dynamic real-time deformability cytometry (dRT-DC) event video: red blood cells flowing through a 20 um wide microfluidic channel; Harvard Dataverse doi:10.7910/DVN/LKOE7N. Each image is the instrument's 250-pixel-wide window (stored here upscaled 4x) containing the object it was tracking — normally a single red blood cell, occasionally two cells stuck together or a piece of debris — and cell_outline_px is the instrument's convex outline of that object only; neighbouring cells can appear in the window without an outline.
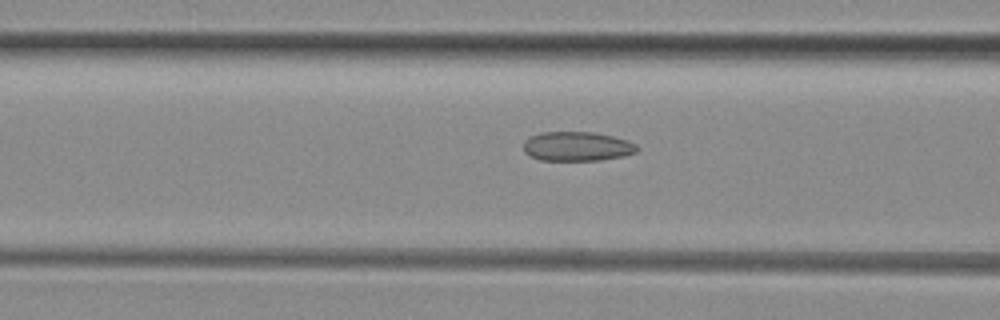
{"species": "common noctule bat (a hibernating species)", "species_latin": "Nyctalus noctula", "temperature_condition": "room temperature", "stored_images_in_passage": 40, "camera_frame_rate_fps": 3000, "um_per_image_px": 0.085, "animal": {"sex": "female", "body_mass_g": 29.2, "forearm_length_mm": 56.3}, "frame": {"image": 1, "passage_image": 9, "time_ms": 2.667, "image_size_px": [1000, 320], "cell_outline_px": [[640, 148], [636, 152], [624, 156], [600, 160], [540, 160], [524, 152], [524, 140], [528, 136], [540, 132], [596, 132], [628, 140], [636, 144]], "centroid_in_image_um": [49.06, 12.43], "position_along_channel_um": 117.5, "area_um2": 19.59}}
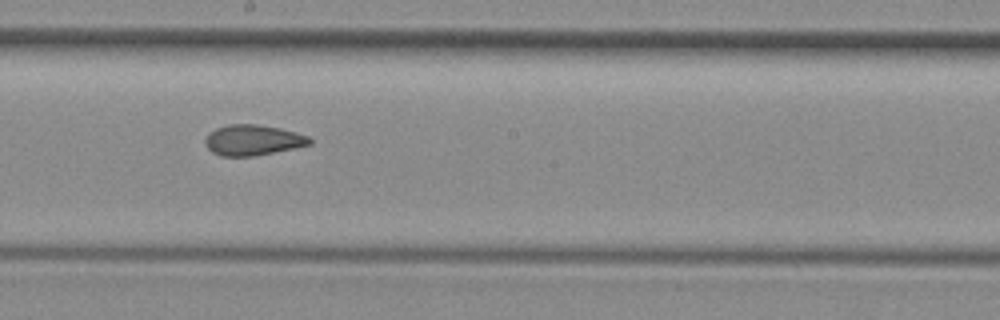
{"frame": {"image": 2, "passage_image": 17, "time_ms": 5.333, "image_size_px": [1000, 320], "cell_outline_px": [[312, 144], [296, 148], [252, 156], [220, 156], [212, 152], [208, 148], [204, 140], [216, 128], [228, 124], [256, 124], [280, 128], [296, 132], [308, 136], [312, 140]], "centroid_in_image_um": [21.52, 11.91], "position_along_channel_um": 226.7, "area_um2": 18.55}}
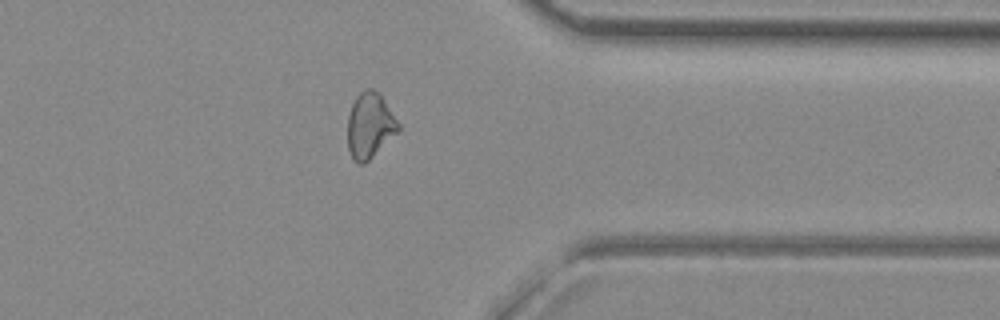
{"frame": {"image": 3, "passage_image": 29, "time_ms": 9.333, "image_size_px": [1000, 320], "cell_outline_px": [[400, 132], [364, 164], [356, 164], [352, 160], [348, 148], [348, 116], [352, 104], [356, 96], [364, 88], [372, 88], [380, 92], [400, 124]], "centroid_in_image_um": [31.45, 10.67], "position_along_channel_um": 379.9, "area_um2": 19.83}, "authors_computed_cell_mechanics": {"area_um2": 19.4497, "velocity_mm_per_s": 4.0894, "shape_relaxation_time_tau1_ms": null, "shape_relaxation_time_tau2_ms": 2.147, "deformation_change_tau1": null, "deformation_change_tau2": 0.0882}}